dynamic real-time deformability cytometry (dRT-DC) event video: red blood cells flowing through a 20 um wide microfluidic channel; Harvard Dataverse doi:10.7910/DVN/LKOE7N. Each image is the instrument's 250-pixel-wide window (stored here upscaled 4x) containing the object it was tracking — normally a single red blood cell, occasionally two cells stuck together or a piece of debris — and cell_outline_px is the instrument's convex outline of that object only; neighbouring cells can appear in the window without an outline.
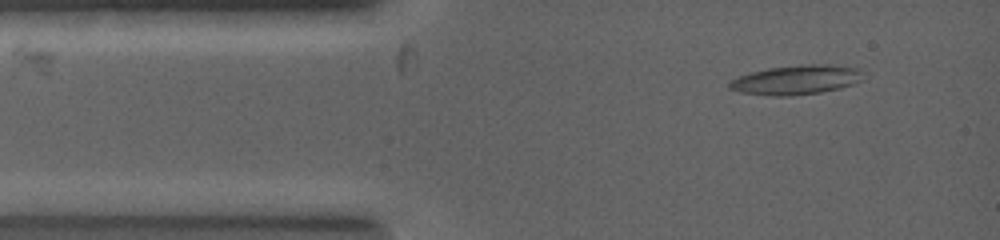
{"species": "common noctule bat (a hibernating species)", "species_latin": "Nyctalus noctula", "temperature_condition": "warm", "stored_images_in_passage": 8, "camera_frame_rate_fps": 5000, "um_per_image_px": 0.085, "animal": {"sex": "female", "body_mass_g": 19.0, "forearm_length_mm": 53.3}, "frame": {"image": 1, "passage_image": 2, "time_ms": 0.4, "image_size_px": [1000, 240], "cell_outline_px": [[860, 72], [852, 84], [840, 88], [820, 92], [788, 96], [772, 96], [740, 92], [728, 88], [728, 84], [732, 80], [740, 76], [752, 72], [768, 68], [812, 64], [828, 64], [856, 68]], "centroid_in_image_um": [67.58, 6.8], "position_along_channel_um": 17.4, "area_um2": 22.2}}
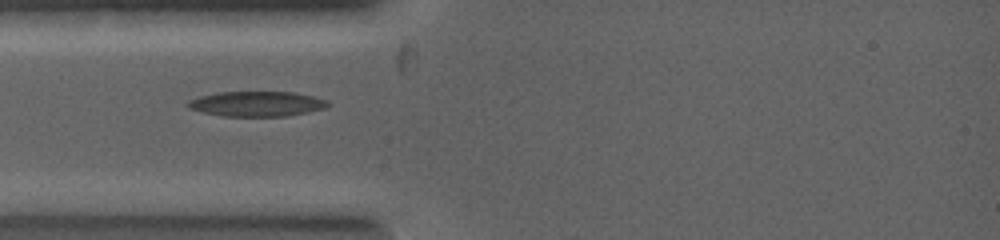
{"frame": {"image": 2, "passage_image": 5, "time_ms": 1.8, "image_size_px": [1000, 240], "cell_outline_px": [[328, 104], [324, 108], [308, 112], [288, 116], [220, 116], [188, 108], [184, 104], [188, 100], [200, 96], [220, 92], [292, 92], [312, 96], [324, 100]], "centroid_in_image_um": [21.75, 8.83], "position_along_channel_um": 63.2, "area_um2": 20.29}}